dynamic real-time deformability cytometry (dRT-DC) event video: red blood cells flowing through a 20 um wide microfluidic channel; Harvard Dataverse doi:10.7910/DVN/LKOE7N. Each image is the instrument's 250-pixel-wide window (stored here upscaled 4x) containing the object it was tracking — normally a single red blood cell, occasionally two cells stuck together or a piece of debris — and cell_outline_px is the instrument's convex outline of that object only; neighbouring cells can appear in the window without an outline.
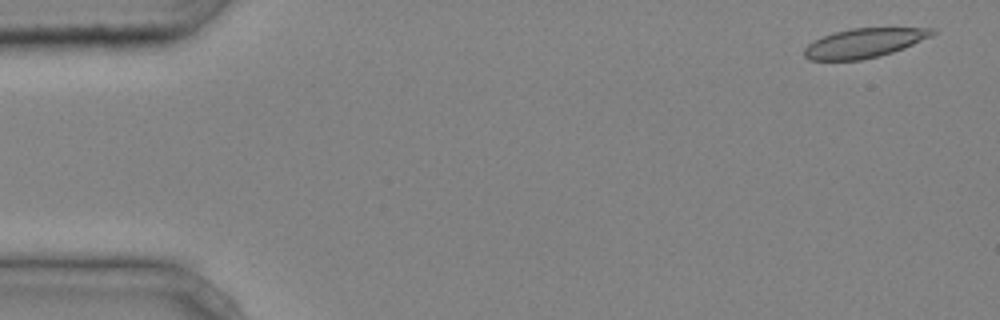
{"species": "common noctule bat (a hibernating species)", "species_latin": "Nyctalus noctula", "temperature_condition": "cold", "stored_images_in_passage": 37, "camera_frame_rate_fps": 3000, "um_per_image_px": 0.085, "animal": {"sex": "male", "body_mass_g": 20.4}, "frame": {"image": 1, "passage_image": 2, "time_ms": 0.333, "image_size_px": [1000, 320], "cell_outline_px": [[936, 32], [932, 36], [904, 48], [880, 56], [860, 60], [808, 60], [804, 56], [804, 48], [808, 44], [832, 32], [852, 28], [936, 28]], "centroid_in_image_um": [73.46, 3.65], "position_along_channel_um": 11.5, "area_um2": 21.85}}